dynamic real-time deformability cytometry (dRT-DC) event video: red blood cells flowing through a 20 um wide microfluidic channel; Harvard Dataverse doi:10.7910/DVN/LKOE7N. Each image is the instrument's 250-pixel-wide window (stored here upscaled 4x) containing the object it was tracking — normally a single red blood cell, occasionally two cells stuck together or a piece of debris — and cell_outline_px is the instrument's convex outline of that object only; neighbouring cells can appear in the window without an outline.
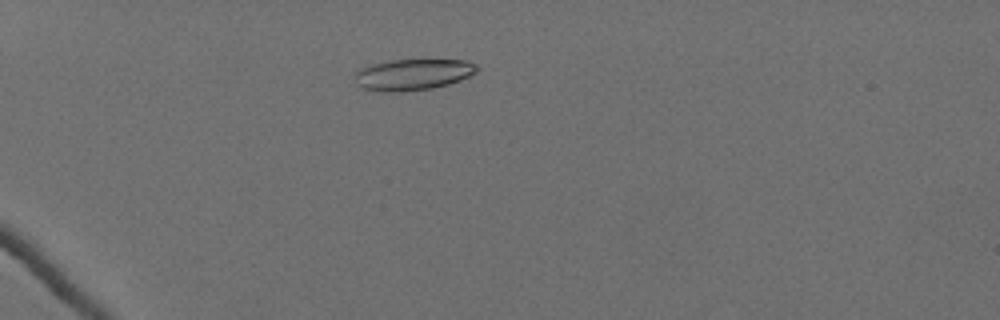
{"species": "Egyptian fruit bat (a non-hibernating species)", "species_latin": "Rousettus aegyptiacus", "temperature_condition": "cold", "stored_images_in_passage": 61, "camera_frame_rate_fps": 3000, "um_per_image_px": 0.085, "animal": {"sex": "female"}, "frame": {"image": 1, "passage_image": 20, "time_ms": 6.333, "image_size_px": [1000, 320], "cell_outline_px": [[480, 68], [476, 72], [460, 80], [448, 84], [432, 88], [388, 92], [380, 92], [360, 88], [356, 84], [356, 72], [360, 68], [372, 64], [392, 60], [464, 60], [476, 64]], "centroid_in_image_um": [35.08, 6.33], "position_along_channel_um": 49.9, "area_um2": 22.08}}
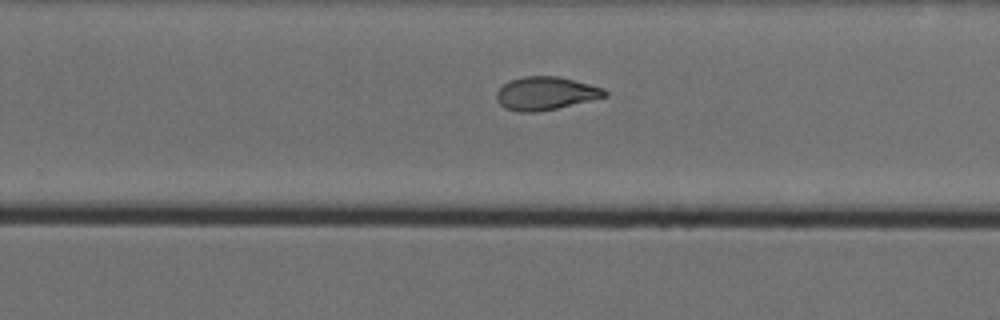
{"frame": {"image": 2, "passage_image": 43, "time_ms": 14.0, "image_size_px": [1000, 320], "cell_outline_px": [[608, 96], [592, 100], [556, 108], [536, 112], [520, 112], [504, 108], [496, 100], [496, 92], [508, 80], [524, 76], [560, 76], [604, 88], [608, 92]], "centroid_in_image_um": [46.37, 7.93], "position_along_channel_um": 283.4, "area_um2": 21.04}}
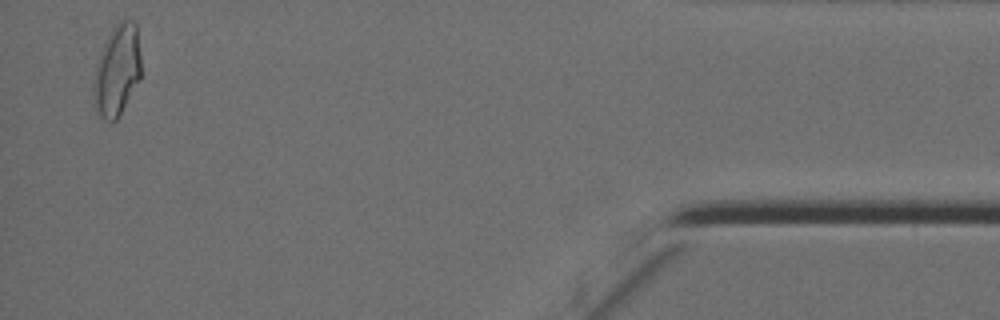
{"frame": {"image": 3, "passage_image": 60, "time_ms": 19.667, "image_size_px": [1000, 320], "cell_outline_px": [[140, 80], [116, 120], [104, 120], [96, 112], [92, 92], [92, 84], [96, 64], [100, 52], [108, 36], [116, 24], [120, 20], [132, 20], [136, 24], [140, 56]], "centroid_in_image_um": [9.93, 6.0], "position_along_channel_um": 425.3, "area_um2": 25.14}, "authors_computed_cell_mechanics": {"area_um2": 22.4264, "velocity_mm_per_s": 3.521, "shape_relaxation_time_tau1_ms": 9.2281, "shape_relaxation_time_tau2_ms": 3.7833, "deformation_change_tau1": 0.2205, "deformation_change_tau2": 0.0911}}